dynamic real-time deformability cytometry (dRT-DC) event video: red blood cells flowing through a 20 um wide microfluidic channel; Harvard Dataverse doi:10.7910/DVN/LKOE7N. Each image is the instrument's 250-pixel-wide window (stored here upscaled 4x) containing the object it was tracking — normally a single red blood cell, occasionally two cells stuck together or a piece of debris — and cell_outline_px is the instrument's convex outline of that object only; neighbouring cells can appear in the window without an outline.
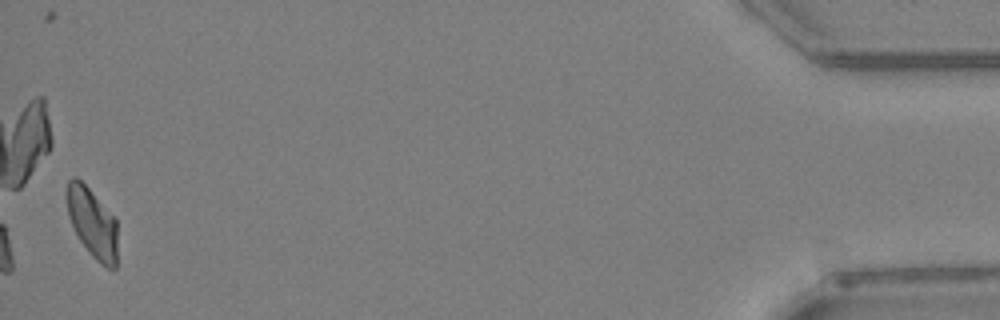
{"species": "Egyptian fruit bat (a non-hibernating species)", "species_latin": "Rousettus aegyptiacus", "temperature_condition": "warm", "stored_images_in_passage": 35, "camera_frame_rate_fps": 3000, "um_per_image_px": 0.085, "animal": {"sex": "female"}, "frame": {"image": 1, "passage_image": 35, "time_ms": 11.333, "image_size_px": [1000, 320], "cell_outline_px": [[116, 268], [108, 268], [100, 264], [92, 256], [80, 240], [68, 216], [64, 196], [64, 192], [68, 180], [72, 176], [76, 176], [88, 188], [116, 220]], "centroid_in_image_um": [7.79, 18.9], "position_along_channel_um": 427.4, "area_um2": 20.46}}